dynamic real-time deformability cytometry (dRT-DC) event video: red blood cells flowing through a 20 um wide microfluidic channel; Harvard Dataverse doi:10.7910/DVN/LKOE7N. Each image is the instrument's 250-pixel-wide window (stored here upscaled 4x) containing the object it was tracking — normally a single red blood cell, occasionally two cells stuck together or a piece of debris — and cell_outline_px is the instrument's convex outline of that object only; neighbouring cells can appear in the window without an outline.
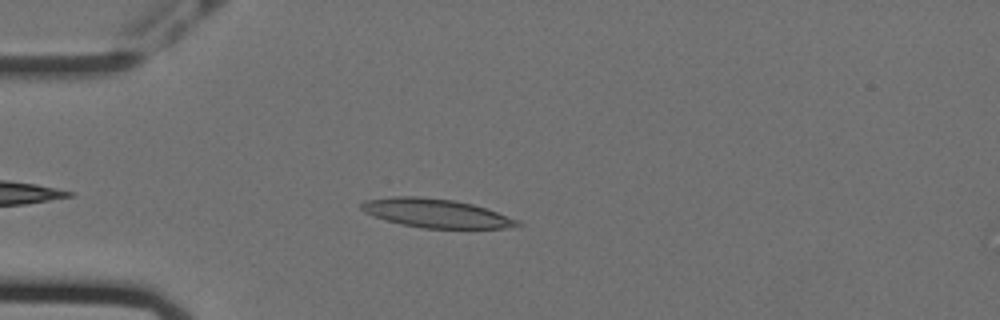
{"species": "Egyptian fruit bat (a non-hibernating species)", "species_latin": "Rousettus aegyptiacus", "temperature_condition": "cold", "stored_images_in_passage": 39, "camera_frame_rate_fps": 3000, "um_per_image_px": 0.085, "animal": {"sex": "female"}, "frame": {"image": 1, "passage_image": 7, "time_ms": 2.0, "image_size_px": [1000, 320], "cell_outline_px": [[524, 224], [504, 228], [424, 228], [400, 224], [384, 220], [364, 212], [360, 208], [360, 204], [364, 200], [392, 196], [416, 196], [452, 200], [472, 204], [520, 220]], "centroid_in_image_um": [37.01, 18.12], "position_along_channel_um": 48.0, "area_um2": 26.07}}
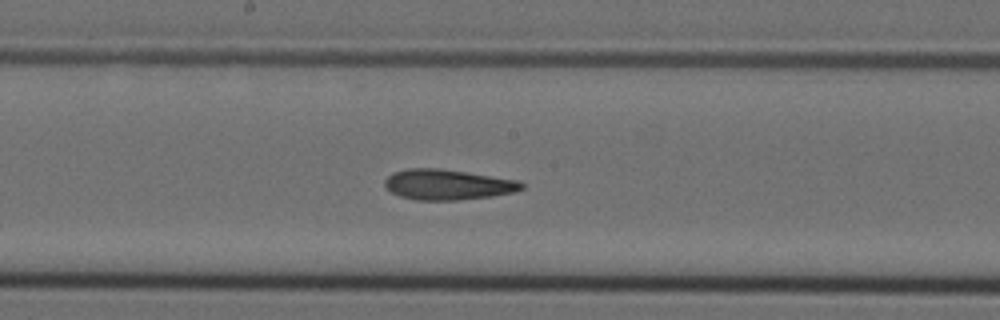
{"frame": {"image": 2, "passage_image": 22, "time_ms": 7.0, "image_size_px": [1000, 320], "cell_outline_px": [[524, 188], [516, 192], [492, 196], [456, 200], [416, 200], [400, 196], [392, 192], [384, 184], [384, 180], [392, 172], [408, 168], [440, 168], [520, 180], [524, 184]], "centroid_in_image_um": [38.08, 15.68], "position_along_channel_um": 210.1, "area_um2": 24.39}}
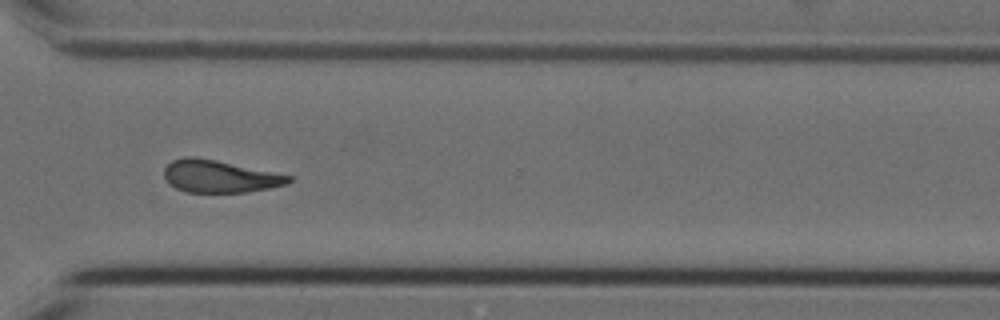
{"frame": {"image": 3, "passage_image": 34, "time_ms": 11.0, "image_size_px": [1000, 320], "cell_outline_px": [[292, 180], [288, 184], [268, 188], [244, 192], [188, 192], [176, 188], [168, 184], [164, 176], [164, 168], [172, 160], [184, 156], [192, 156], [216, 160], [292, 176]], "centroid_in_image_um": [18.63, 14.99], "position_along_channel_um": 352.0, "area_um2": 23.35}, "authors_computed_cell_mechanics": {"area_um2": 24.3338, "velocity_mm_per_s": 3.5544, "shape_relaxation_time_tau1_ms": 7.4815, "shape_relaxation_time_tau2_ms": 4.5667, "deformation_change_tau1": 0.2042, "deformation_change_tau2": 0.1425}}